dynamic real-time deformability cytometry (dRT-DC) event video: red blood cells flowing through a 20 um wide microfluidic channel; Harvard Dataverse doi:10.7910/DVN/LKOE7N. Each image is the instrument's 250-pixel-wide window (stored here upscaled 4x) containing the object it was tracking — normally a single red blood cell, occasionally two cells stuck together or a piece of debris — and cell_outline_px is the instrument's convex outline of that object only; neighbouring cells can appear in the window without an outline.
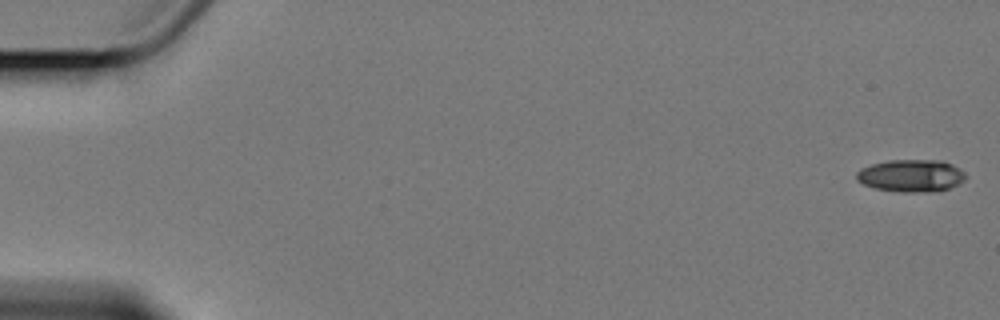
{"species": "Egyptian fruit bat (a non-hibernating species)", "species_latin": "Rousettus aegyptiacus", "temperature_condition": "cold", "stored_images_in_passage": 10, "camera_frame_rate_fps": 3000, "um_per_image_px": 0.085, "animal": {"sex": "female"}, "frame": {"image": 1, "passage_image": 1, "time_ms": 0.0, "image_size_px": [1000, 320], "cell_outline_px": [[968, 176], [964, 180], [948, 188], [924, 192], [904, 192], [876, 188], [864, 184], [856, 180], [856, 172], [860, 168], [872, 164], [888, 160], [940, 160], [952, 164], [960, 168]], "centroid_in_image_um": [77.44, 14.91], "position_along_channel_um": 7.6, "area_um2": 20.46}}
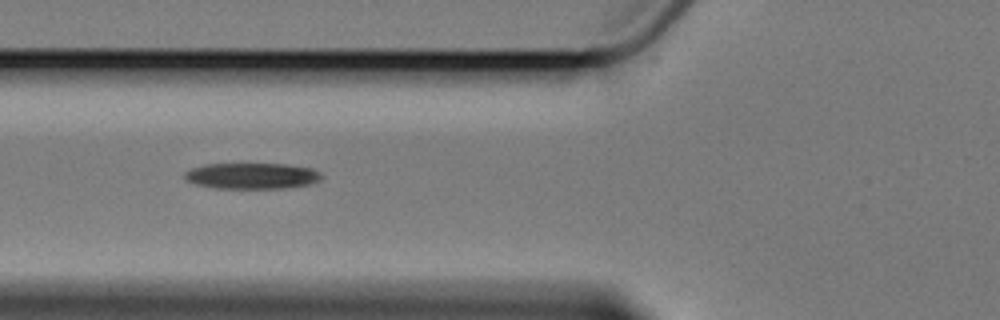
{"frame": {"image": 2, "passage_image": 7, "time_ms": 7.333, "image_size_px": [1000, 320], "cell_outline_px": [[324, 176], [320, 180], [308, 184], [284, 188], [216, 188], [196, 184], [188, 180], [184, 176], [184, 172], [192, 168], [204, 164], [288, 164], [312, 168], [320, 172]], "centroid_in_image_um": [21.44, 14.94], "position_along_channel_um": 104.4, "area_um2": 20.69}}
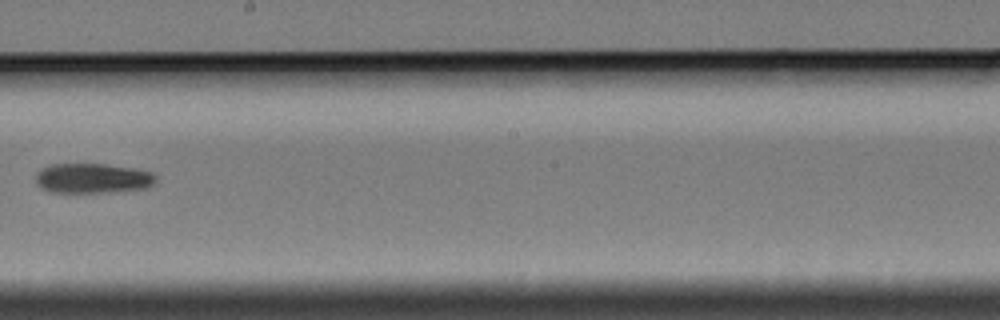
{"frame": {"image": 3, "passage_image": 10, "time_ms": 11.333, "image_size_px": [1000, 320], "cell_outline_px": [[156, 180], [152, 184], [144, 188], [112, 192], [52, 192], [40, 188], [36, 184], [36, 172], [40, 168], [48, 164], [108, 164], [132, 168], [152, 172], [156, 176]], "centroid_in_image_um": [7.82, 15.14], "position_along_channel_um": 240.4, "area_um2": 21.04}}